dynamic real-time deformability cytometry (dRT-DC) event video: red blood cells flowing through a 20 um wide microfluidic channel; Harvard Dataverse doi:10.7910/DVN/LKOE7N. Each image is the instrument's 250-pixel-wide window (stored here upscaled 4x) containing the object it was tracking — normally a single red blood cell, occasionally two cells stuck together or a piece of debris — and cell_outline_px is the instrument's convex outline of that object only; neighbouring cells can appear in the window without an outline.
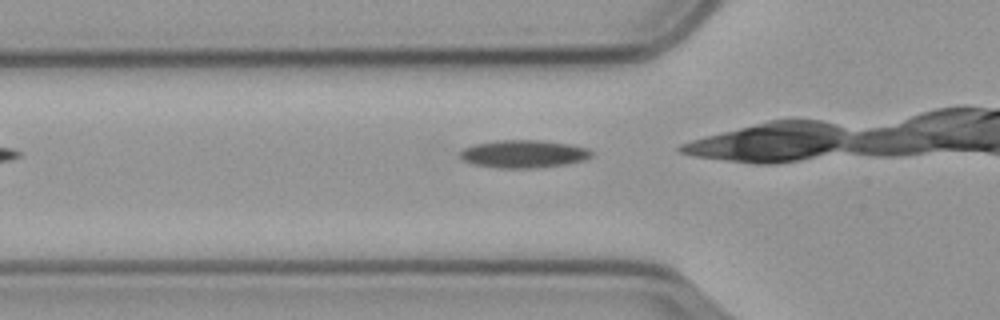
{"species": "common noctule bat (a hibernating species)", "species_latin": "Nyctalus noctula", "temperature_condition": "cold", "stored_images_in_passage": 7, "camera_frame_rate_fps": 3000, "um_per_image_px": 0.085, "animal": {"sex": "male", "body_mass_g": 23.1, "forearm_length_mm": 52.7}, "frame": {"image": 1, "passage_image": 2, "time_ms": 0.333, "image_size_px": [1000, 320], "cell_outline_px": [[592, 156], [584, 160], [564, 164], [532, 168], [500, 168], [472, 164], [464, 160], [460, 156], [460, 152], [464, 148], [476, 144], [496, 140], [544, 140], [572, 144], [588, 148], [592, 152]], "centroid_in_image_um": [44.53, 13.07], "position_along_channel_um": 81.3, "area_um2": 21.27}}